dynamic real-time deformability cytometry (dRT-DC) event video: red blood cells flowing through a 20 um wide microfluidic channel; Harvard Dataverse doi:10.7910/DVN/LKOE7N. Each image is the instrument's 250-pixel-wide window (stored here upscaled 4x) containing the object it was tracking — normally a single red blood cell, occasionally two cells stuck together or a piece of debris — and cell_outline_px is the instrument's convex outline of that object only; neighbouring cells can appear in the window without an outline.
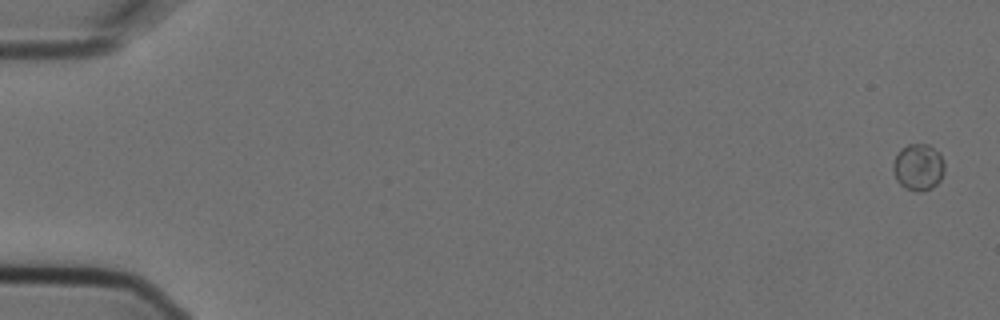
{"species": "Egyptian fruit bat (a non-hibernating species)", "species_latin": "Rousettus aegyptiacus", "temperature_condition": "cold", "stored_images_in_passage": 6, "segment_of_instrument_passage": [1, 2], "camera_frame_rate_fps": 3000, "um_per_image_px": 0.085, "animal": {"sex": "female"}, "frame": {"image": 1, "passage_image": 1, "time_ms": 0.0, "image_size_px": [1000, 320], "cell_outline_px": [[944, 172], [940, 180], [932, 188], [920, 192], [916, 192], [904, 188], [896, 180], [892, 168], [892, 164], [900, 148], [908, 144], [928, 144], [940, 152], [944, 164]], "centroid_in_image_um": [78.05, 14.21], "position_along_channel_um": 7.0, "area_um2": 14.22}}
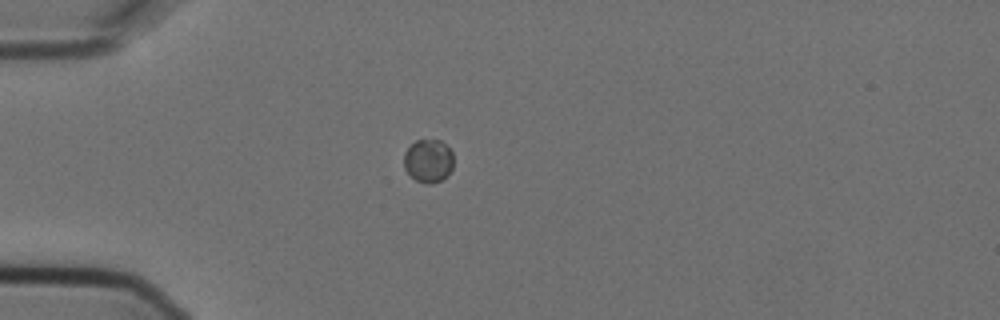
{"frame": {"image": 2, "passage_image": 5, "time_ms": 1.333, "image_size_px": [1000, 320], "cell_outline_px": [[452, 168], [448, 176], [432, 184], [428, 184], [416, 180], [404, 168], [404, 152], [416, 140], [440, 140], [452, 152]], "centroid_in_image_um": [36.4, 13.68], "position_along_channel_um": 48.6, "area_um2": 12.37}}